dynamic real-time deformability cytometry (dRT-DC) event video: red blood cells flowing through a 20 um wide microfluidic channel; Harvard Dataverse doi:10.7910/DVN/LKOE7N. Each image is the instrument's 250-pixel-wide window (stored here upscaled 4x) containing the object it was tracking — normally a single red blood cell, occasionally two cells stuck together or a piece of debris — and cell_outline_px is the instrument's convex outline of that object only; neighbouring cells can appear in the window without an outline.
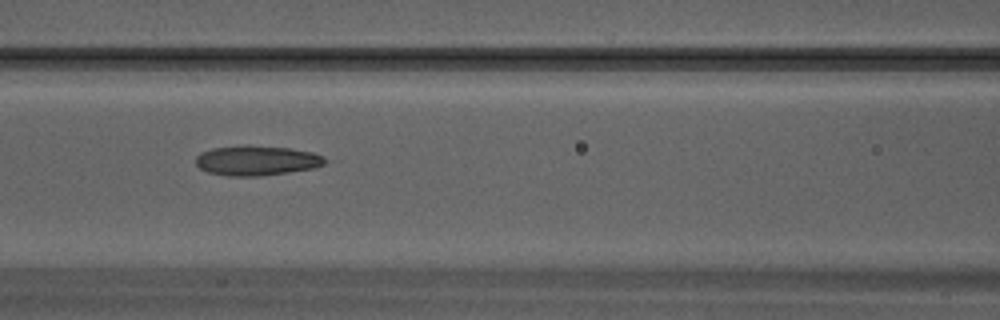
{"species": "Egyptian fruit bat (a non-hibernating species)", "species_latin": "Rousettus aegyptiacus", "temperature_condition": "warm", "stored_images_in_passage": 32, "camera_frame_rate_fps": 3000, "um_per_image_px": 0.085, "animal": {"sex": "male"}, "frame": {"image": 1, "passage_image": 14, "time_ms": 4.333, "image_size_px": [1000, 320], "cell_outline_px": [[332, 160], [316, 168], [260, 176], [228, 176], [208, 172], [200, 168], [196, 164], [196, 156], [200, 152], [212, 148], [244, 144], [248, 144], [288, 148], [312, 152], [324, 156]], "centroid_in_image_um": [21.85, 13.63], "position_along_channel_um": 144.8, "area_um2": 22.95}}
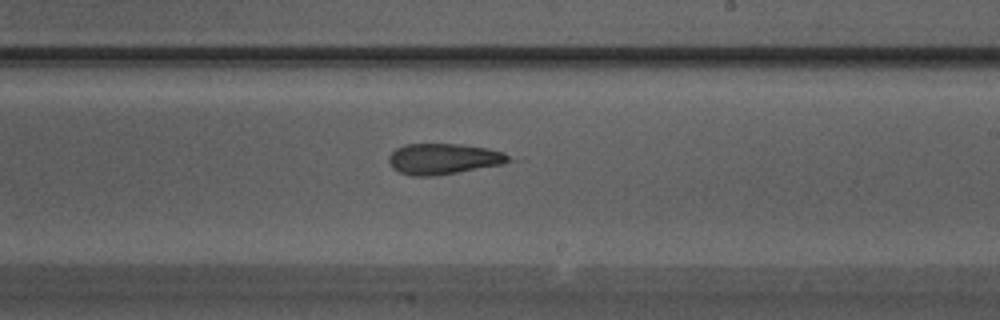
{"frame": {"image": 2, "passage_image": 19, "time_ms": 6.0, "image_size_px": [1000, 320], "cell_outline_px": [[516, 160], [504, 164], [436, 176], [412, 176], [400, 172], [392, 168], [388, 160], [388, 156], [396, 148], [404, 144], [460, 144], [488, 148], [504, 152]], "centroid_in_image_um": [37.73, 13.5], "position_along_channel_um": 251.3, "area_um2": 21.85}}
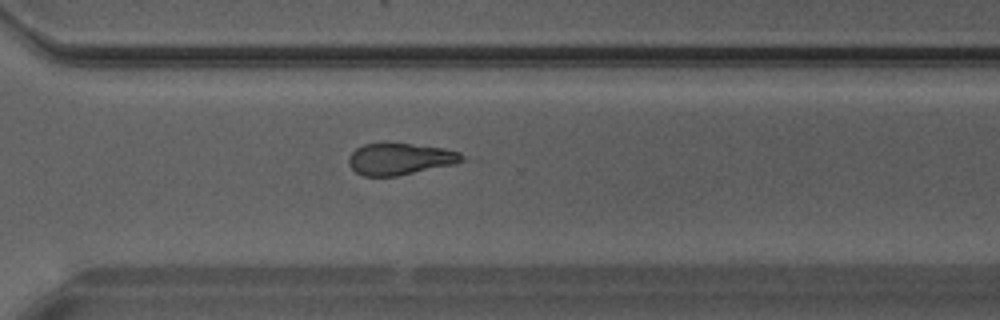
{"frame": {"image": 3, "passage_image": 23, "time_ms": 7.333, "image_size_px": [1000, 320], "cell_outline_px": [[464, 160], [456, 164], [396, 176], [364, 176], [356, 172], [348, 164], [348, 156], [356, 148], [364, 144], [408, 144], [440, 148], [460, 152], [464, 156]], "centroid_in_image_um": [33.99, 13.53], "position_along_channel_um": 336.6, "area_um2": 20.63}}